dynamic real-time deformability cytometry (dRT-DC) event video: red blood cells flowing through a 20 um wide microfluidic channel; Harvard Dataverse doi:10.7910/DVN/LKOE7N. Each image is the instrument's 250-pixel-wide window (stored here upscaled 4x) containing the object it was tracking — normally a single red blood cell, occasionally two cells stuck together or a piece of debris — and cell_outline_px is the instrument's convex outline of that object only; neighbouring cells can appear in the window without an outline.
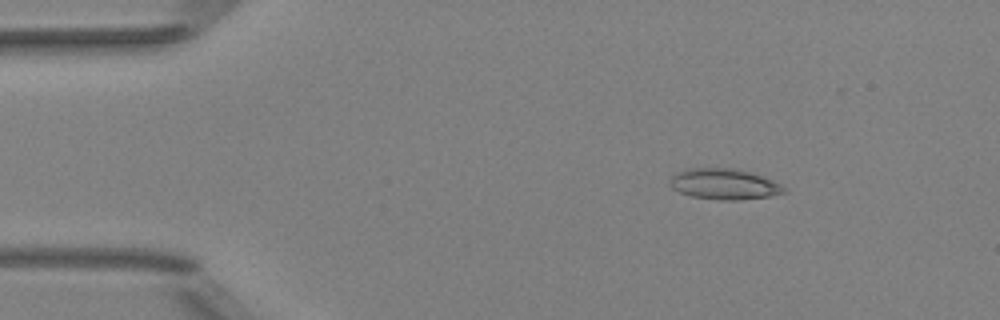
{"species": "Egyptian fruit bat (a non-hibernating species)", "species_latin": "Rousettus aegyptiacus", "temperature_condition": "room temperature", "stored_images_in_passage": 51, "camera_frame_rate_fps": 3000, "um_per_image_px": 0.085, "animal": {"sex": "female"}, "frame": {"image": 1, "passage_image": 7, "time_ms": 2.0, "image_size_px": [1000, 320], "cell_outline_px": [[788, 192], [772, 196], [740, 200], [720, 200], [692, 196], [680, 192], [672, 188], [668, 184], [668, 180], [676, 172], [688, 168], [736, 168], [752, 172], [764, 176], [788, 188]], "centroid_in_image_um": [61.59, 15.64], "position_along_channel_um": 23.4, "area_um2": 20.87}}
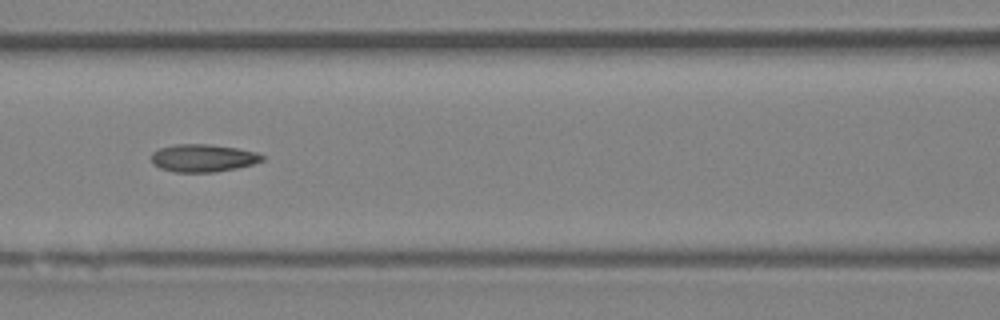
{"frame": {"image": 2, "passage_image": 22, "time_ms": 7.0, "image_size_px": [1000, 320], "cell_outline_px": [[264, 160], [252, 164], [236, 168], [216, 172], [172, 172], [160, 168], [152, 164], [152, 152], [160, 148], [176, 144], [208, 144], [236, 148], [256, 152], [264, 156]], "centroid_in_image_um": [17.24, 13.44], "position_along_channel_um": 149.4, "area_um2": 17.86}}
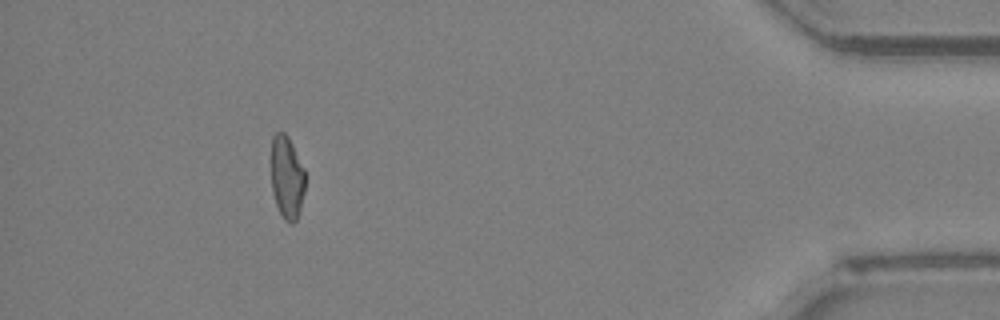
{"frame": {"image": 3, "passage_image": 46, "time_ms": 15.0, "image_size_px": [1000, 320], "cell_outline_px": [[304, 192], [300, 208], [296, 220], [292, 224], [284, 220], [276, 204], [272, 192], [272, 136], [276, 132], [284, 132], [288, 136], [304, 168]], "centroid_in_image_um": [24.38, 15.07], "position_along_channel_um": 410.8, "area_um2": 16.24}, "authors_computed_cell_mechanics": {"area_um2": 17.8602, "velocity_mm_per_s": 4.0186, "shape_relaxation_time_tau1_ms": 10.0481, "shape_relaxation_time_tau2_ms": 1.8916, "deformation_change_tau1": 0.2219, "deformation_change_tau2": 0.0877}}